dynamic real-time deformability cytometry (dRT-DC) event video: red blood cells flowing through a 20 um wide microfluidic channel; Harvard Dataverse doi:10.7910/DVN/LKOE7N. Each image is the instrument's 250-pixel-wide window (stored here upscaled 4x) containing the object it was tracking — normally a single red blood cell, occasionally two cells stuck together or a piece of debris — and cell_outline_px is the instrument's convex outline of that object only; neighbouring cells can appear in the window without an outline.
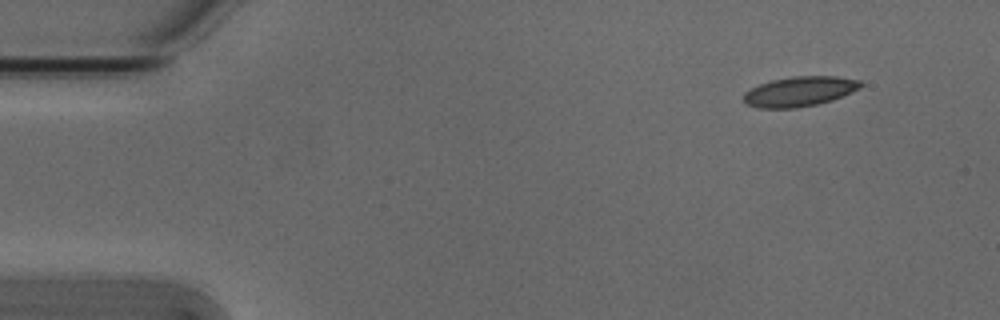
{"species": "Egyptian fruit bat (a non-hibernating species)", "species_latin": "Rousettus aegyptiacus", "temperature_condition": "cold", "stored_images_in_passage": 6, "camera_frame_rate_fps": 3000, "um_per_image_px": 0.085, "animal": {"sex": "male"}, "frame": {"image": 1, "passage_image": 1, "time_ms": 0.0, "image_size_px": [1000, 320], "cell_outline_px": [[864, 84], [860, 88], [852, 92], [832, 100], [816, 104], [796, 108], [760, 108], [744, 104], [744, 92], [760, 84], [772, 80], [792, 76], [836, 76], [860, 80]], "centroid_in_image_um": [67.97, 7.77], "position_along_channel_um": 17.0, "area_um2": 20.4}}
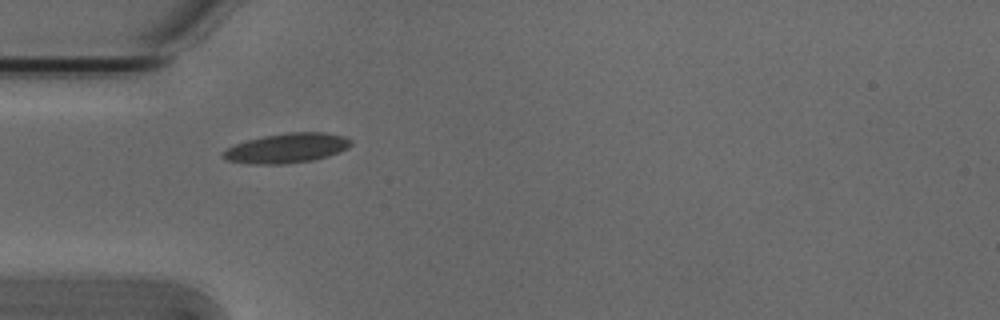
{"frame": {"image": 2, "passage_image": 4, "time_ms": 1.0, "image_size_px": [1000, 320], "cell_outline_px": [[352, 144], [348, 148], [340, 152], [328, 156], [312, 160], [280, 164], [248, 164], [224, 160], [220, 156], [220, 152], [236, 144], [248, 140], [264, 136], [288, 132], [324, 132], [344, 136], [352, 140]], "centroid_in_image_um": [24.36, 12.59], "position_along_channel_um": 60.6, "area_um2": 22.25}}
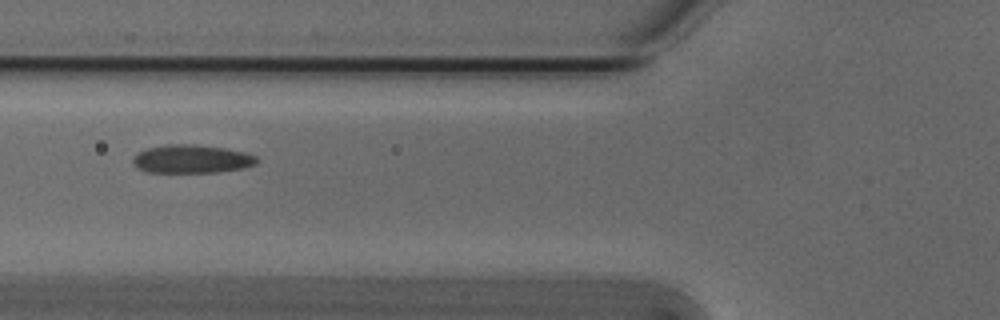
{"frame": {"image": 3, "passage_image": 5, "time_ms": 1.333, "image_size_px": [1000, 320], "cell_outline_px": [[260, 160], [256, 164], [244, 168], [216, 172], [148, 172], [132, 164], [132, 160], [140, 152], [148, 148], [168, 144], [196, 144], [224, 148], [244, 152], [256, 156]], "centroid_in_image_um": [16.34, 13.51], "position_along_channel_um": 109.5, "area_um2": 20.35}}